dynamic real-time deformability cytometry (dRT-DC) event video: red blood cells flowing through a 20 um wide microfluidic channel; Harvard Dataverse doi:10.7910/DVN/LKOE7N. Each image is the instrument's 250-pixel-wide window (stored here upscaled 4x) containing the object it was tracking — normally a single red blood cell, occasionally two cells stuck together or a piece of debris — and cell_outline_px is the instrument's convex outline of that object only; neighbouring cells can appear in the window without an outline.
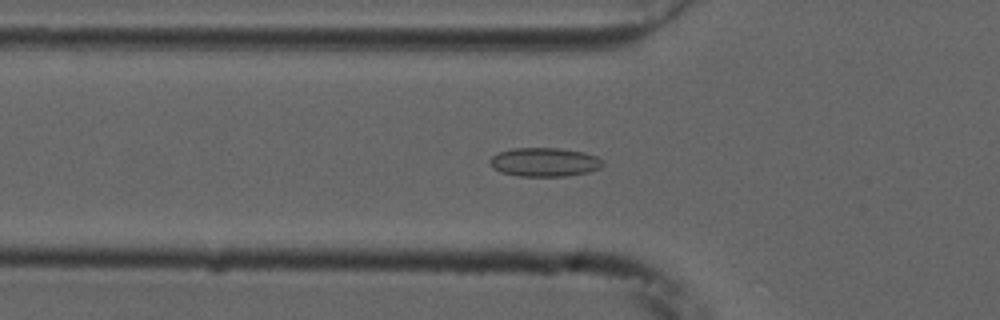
{"species": "common noctule bat (a hibernating species)", "species_latin": "Nyctalus noctula", "temperature_condition": "cold", "stored_images_in_passage": 55, "camera_frame_rate_fps": 3000, "um_per_image_px": 0.085, "animal": {"sex": "male", "forearm_length_mm": 52.5}, "frame": {"image": 1, "passage_image": 18, "time_ms": 5.667, "image_size_px": [1000, 320], "cell_outline_px": [[604, 164], [600, 168], [588, 172], [568, 176], [520, 176], [500, 172], [492, 168], [488, 160], [492, 156], [500, 152], [512, 148], [560, 148], [584, 152], [596, 156], [604, 160]], "centroid_in_image_um": [46.29, 13.78], "position_along_channel_um": 79.5, "area_um2": 19.13}}
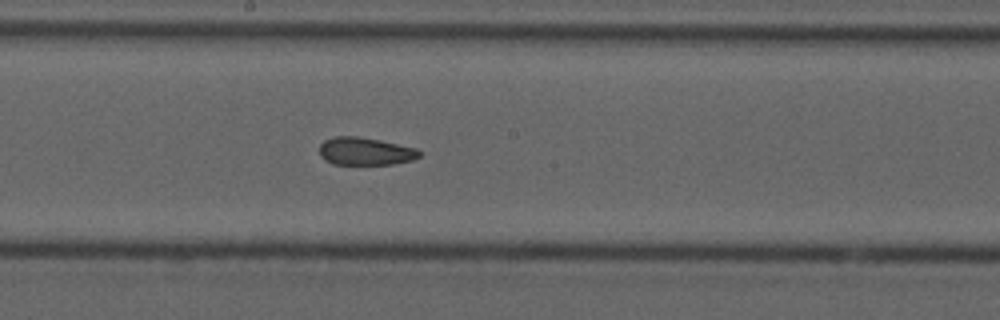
{"frame": {"image": 2, "passage_image": 29, "time_ms": 9.333, "image_size_px": [1000, 320], "cell_outline_px": [[420, 156], [412, 160], [392, 164], [332, 164], [324, 160], [320, 156], [320, 144], [324, 140], [336, 136], [356, 136], [380, 140], [416, 148], [420, 152]], "centroid_in_image_um": [31.02, 12.86], "position_along_channel_um": 217.2, "area_um2": 16.13}}
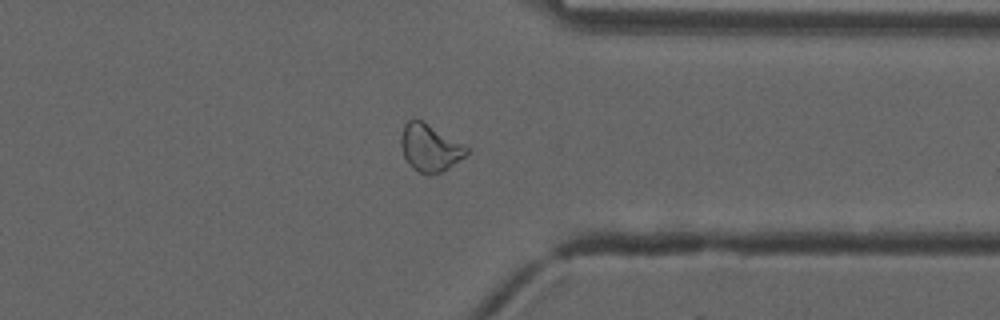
{"frame": {"image": 3, "passage_image": 42, "time_ms": 13.667, "image_size_px": [1000, 320], "cell_outline_px": [[468, 152], [464, 156], [448, 168], [440, 172], [420, 172], [412, 168], [408, 164], [404, 156], [400, 144], [400, 136], [404, 124], [412, 116], [420, 120], [468, 148]], "centroid_in_image_um": [36.46, 12.53], "position_along_channel_um": 374.9, "area_um2": 17.46}, "authors_computed_cell_mechanics": {"area_um2": 18.7272, "velocity_mm_per_s": 3.737, "shape_relaxation_time_tau1_ms": null, "shape_relaxation_time_tau2_ms": 2.6096, "deformation_change_tau1": null, "deformation_change_tau2": 0.0829}}